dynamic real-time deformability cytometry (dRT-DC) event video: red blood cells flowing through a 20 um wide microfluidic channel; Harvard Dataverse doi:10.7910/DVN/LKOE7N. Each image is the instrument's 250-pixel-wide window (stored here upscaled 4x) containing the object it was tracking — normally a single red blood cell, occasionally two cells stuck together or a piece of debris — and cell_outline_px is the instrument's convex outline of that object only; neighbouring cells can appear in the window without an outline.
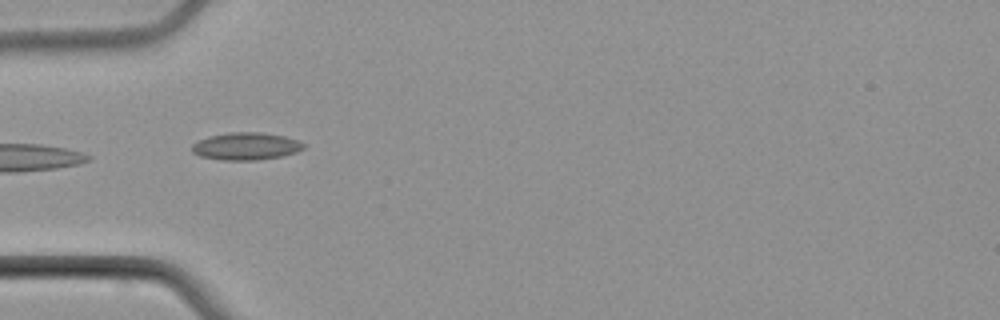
{"species": "common noctule bat (a hibernating species)", "species_latin": "Nyctalus noctula", "temperature_condition": "cold", "stored_images_in_passage": 6, "camera_frame_rate_fps": 3000, "um_per_image_px": 0.085, "animal": {"sex": "male", "body_mass_g": 21.5, "forearm_length_mm": 52.0}, "frame": {"image": 1, "passage_image": 5, "time_ms": 5.667, "image_size_px": [1000, 320], "cell_outline_px": [[304, 148], [296, 152], [280, 156], [256, 160], [224, 160], [200, 156], [192, 152], [192, 144], [208, 136], [228, 132], [260, 132], [284, 136], [296, 140], [304, 144]], "centroid_in_image_um": [20.88, 12.42], "position_along_channel_um": 64.1, "area_um2": 17.69}}
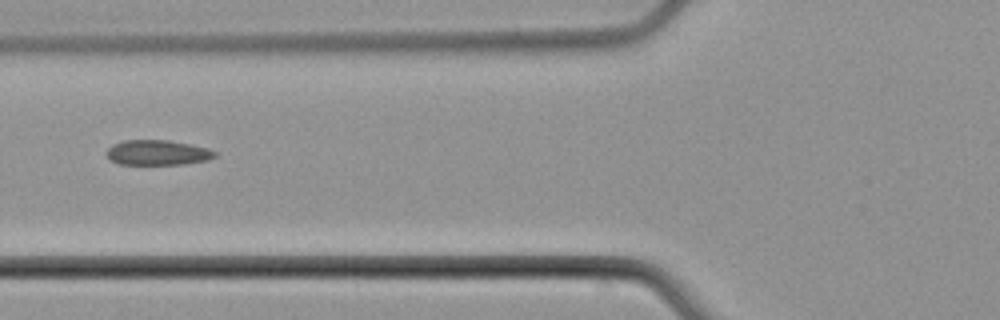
{"frame": {"image": 2, "passage_image": 6, "time_ms": 7.0, "image_size_px": [1000, 320], "cell_outline_px": [[216, 156], [208, 160], [184, 164], [120, 164], [108, 160], [104, 152], [112, 144], [124, 140], [168, 140], [208, 148], [216, 152]], "centroid_in_image_um": [13.34, 12.97], "position_along_channel_um": 112.5, "area_um2": 15.95}}